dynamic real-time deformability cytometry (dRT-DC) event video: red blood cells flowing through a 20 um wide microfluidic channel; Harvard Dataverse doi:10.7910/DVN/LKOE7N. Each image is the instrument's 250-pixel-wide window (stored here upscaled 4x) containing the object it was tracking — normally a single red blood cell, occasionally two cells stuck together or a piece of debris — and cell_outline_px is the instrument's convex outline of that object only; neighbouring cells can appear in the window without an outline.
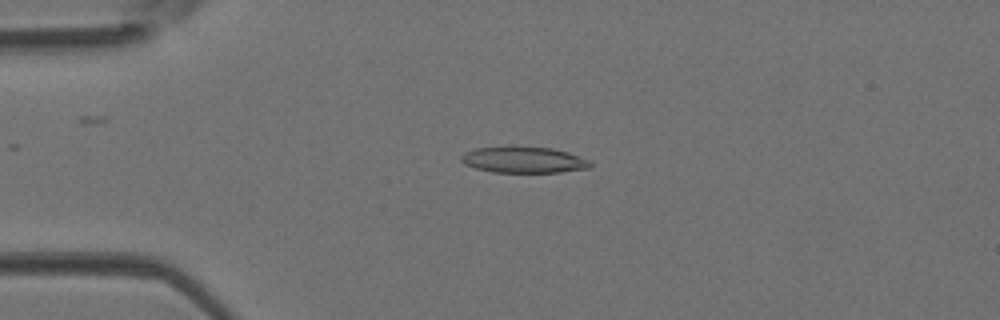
{"species": "Egyptian fruit bat (a non-hibernating species)", "species_latin": "Rousettus aegyptiacus", "temperature_condition": "room temperature", "stored_images_in_passage": 36, "camera_frame_rate_fps": 3000, "um_per_image_px": 0.085, "animal": {"sex": "female"}, "frame": {"image": 1, "passage_image": 9, "time_ms": 2.667, "image_size_px": [1000, 320], "cell_outline_px": [[592, 168], [560, 172], [492, 172], [476, 168], [464, 164], [460, 160], [460, 156], [464, 152], [476, 148], [516, 144], [552, 148], [568, 152], [592, 160]], "centroid_in_image_um": [44.52, 13.55], "position_along_channel_um": 40.5, "area_um2": 20.52}}
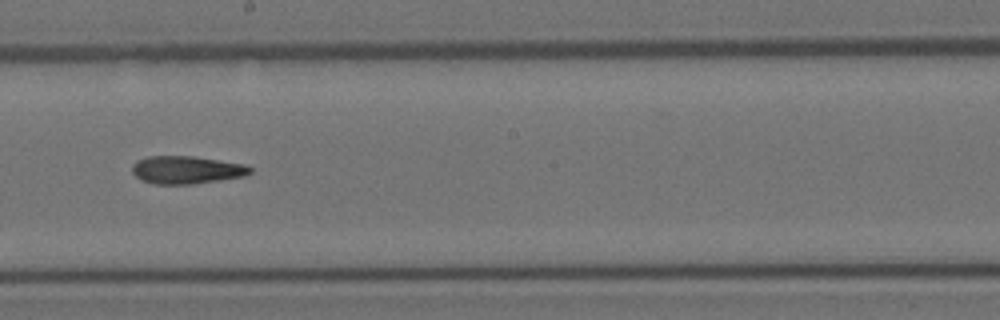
{"frame": {"image": 2, "passage_image": 23, "time_ms": 7.333, "image_size_px": [1000, 320], "cell_outline_px": [[252, 172], [244, 176], [220, 180], [192, 184], [152, 184], [140, 180], [132, 172], [132, 164], [136, 160], [148, 156], [192, 156], [244, 164], [252, 168]], "centroid_in_image_um": [15.81, 14.44], "position_along_channel_um": 232.4, "area_um2": 19.19}}
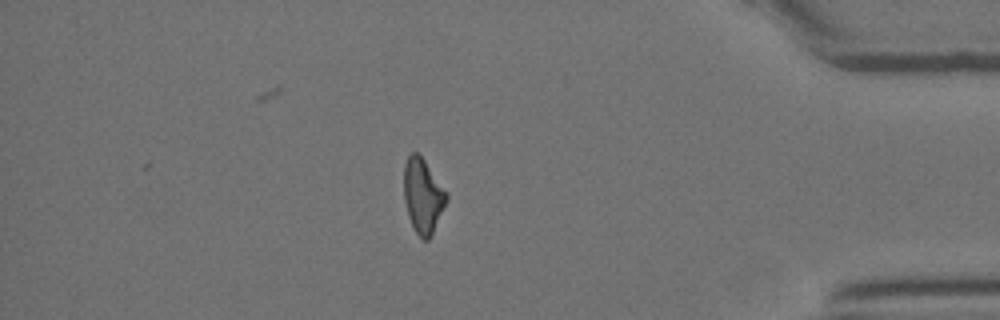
{"frame": {"image": 3, "passage_image": 36, "time_ms": 11.667, "image_size_px": [1000, 320], "cell_outline_px": [[448, 200], [432, 236], [428, 240], [424, 240], [416, 232], [408, 216], [404, 200], [404, 164], [408, 156], [412, 152], [416, 152], [424, 160], [448, 192]], "centroid_in_image_um": [35.97, 16.66], "position_along_channel_um": 399.2, "area_um2": 18.61}}